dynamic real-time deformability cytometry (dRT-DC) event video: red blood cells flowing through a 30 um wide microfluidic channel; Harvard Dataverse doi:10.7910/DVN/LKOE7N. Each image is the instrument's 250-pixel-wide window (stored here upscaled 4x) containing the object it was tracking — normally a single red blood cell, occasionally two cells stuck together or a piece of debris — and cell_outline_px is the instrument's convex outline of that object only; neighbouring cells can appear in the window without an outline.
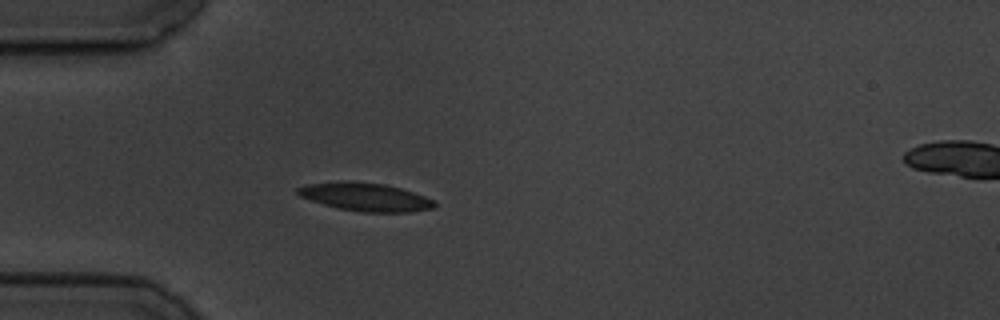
{"species": "common noctule bat (a hibernating species)", "species_latin": "Nyctalus noctula", "temperature_condition": "cold", "stored_images_in_passage": 4, "segment_of_instrument_passage": [1, 2], "camera_frame_rate_fps": 3000, "um_per_image_px": 0.085, "animal": {"sex": "male", "body_mass_g": 19.5, "forearm_length_mm": 54.6}, "frame": {"image": 1, "passage_image": 3, "time_ms": 2.333, "image_size_px": [1000, 320], "cell_outline_px": [[436, 204], [432, 208], [408, 212], [360, 212], [336, 208], [300, 196], [296, 192], [296, 188], [308, 184], [344, 180], [384, 184], [400, 188], [436, 200]], "centroid_in_image_um": [31.04, 16.74], "position_along_channel_um": 54.0, "area_um2": 22.43}}